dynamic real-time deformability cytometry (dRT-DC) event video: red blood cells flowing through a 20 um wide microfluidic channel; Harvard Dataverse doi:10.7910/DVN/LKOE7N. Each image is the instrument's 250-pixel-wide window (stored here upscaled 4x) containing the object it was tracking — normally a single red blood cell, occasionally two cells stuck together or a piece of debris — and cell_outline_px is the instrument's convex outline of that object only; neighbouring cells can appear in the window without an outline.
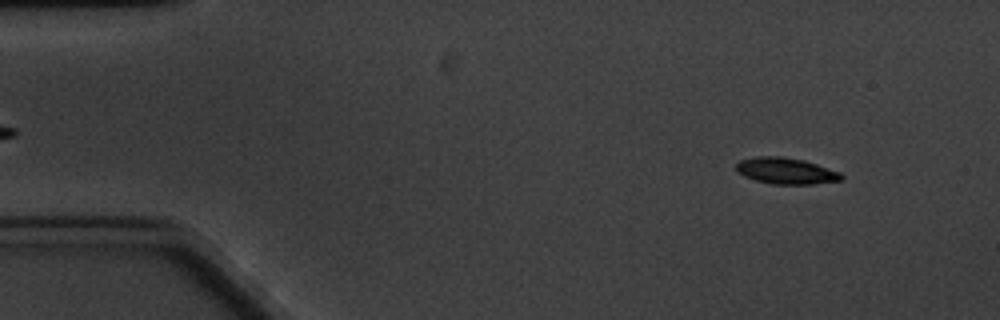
{"species": "common noctule bat (a hibernating species)", "species_latin": "Nyctalus noctula", "temperature_condition": "cold", "stored_images_in_passage": 4, "camera_frame_rate_fps": 3000, "um_per_image_px": 0.085, "animal": {"sex": "male", "body_mass_g": 20.1, "forearm_length_mm": 53.5}, "frame": {"image": 1, "passage_image": 1, "time_ms": 0.0, "image_size_px": [1000, 320], "cell_outline_px": [[844, 176], [840, 180], [812, 184], [772, 184], [756, 180], [744, 176], [736, 172], [736, 164], [740, 160], [756, 156], [780, 156], [804, 160], [840, 172]], "centroid_in_image_um": [66.77, 14.52], "position_along_channel_um": 18.2, "area_um2": 16.07}}
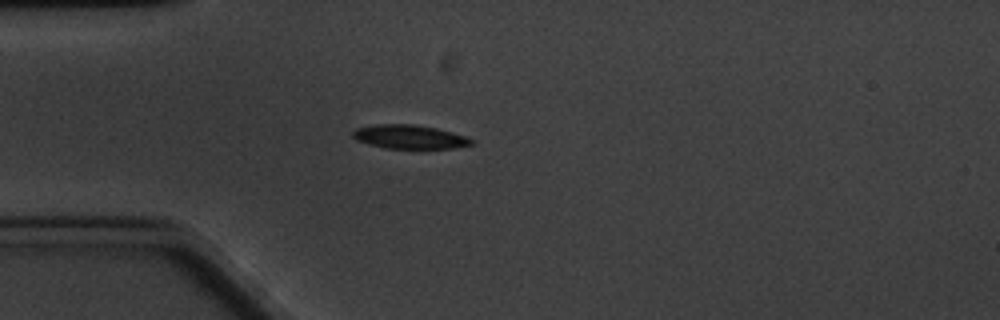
{"frame": {"image": 2, "passage_image": 4, "time_ms": 3.333, "image_size_px": [1000, 320], "cell_outline_px": [[476, 140], [472, 144], [452, 148], [384, 148], [368, 144], [356, 140], [352, 136], [352, 132], [356, 128], [376, 124], [412, 124], [436, 128], [452, 132]], "centroid_in_image_um": [34.78, 11.63], "position_along_channel_um": 50.2, "area_um2": 16.42}}